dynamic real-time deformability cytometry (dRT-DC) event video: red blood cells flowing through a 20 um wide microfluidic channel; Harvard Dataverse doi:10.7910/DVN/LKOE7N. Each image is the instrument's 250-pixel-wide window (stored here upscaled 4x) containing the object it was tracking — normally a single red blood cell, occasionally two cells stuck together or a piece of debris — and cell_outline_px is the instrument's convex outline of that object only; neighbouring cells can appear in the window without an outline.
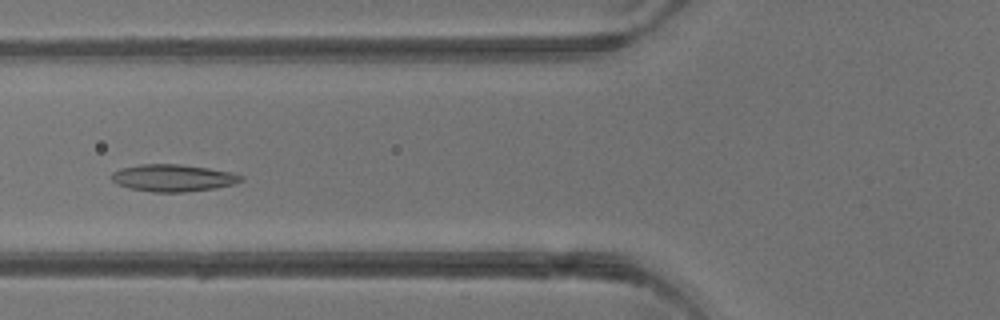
{"species": "common noctule bat (a hibernating species)", "species_latin": "Nyctalus noctula", "temperature_condition": "warm", "stored_images_in_passage": 4, "camera_frame_rate_fps": 3000, "um_per_image_px": 0.085, "animal": {"sex": "male", "body_mass_g": 13.3}, "frame": {"image": 1, "passage_image": 4, "time_ms": 4.333, "image_size_px": [1000, 320], "cell_outline_px": [[244, 180], [236, 184], [216, 188], [184, 192], [152, 192], [128, 188], [116, 184], [112, 180], [112, 172], [120, 168], [140, 164], [180, 164], [208, 168], [232, 172], [244, 176]], "centroid_in_image_um": [14.73, 15.12], "position_along_channel_um": 111.1, "area_um2": 20.69}}